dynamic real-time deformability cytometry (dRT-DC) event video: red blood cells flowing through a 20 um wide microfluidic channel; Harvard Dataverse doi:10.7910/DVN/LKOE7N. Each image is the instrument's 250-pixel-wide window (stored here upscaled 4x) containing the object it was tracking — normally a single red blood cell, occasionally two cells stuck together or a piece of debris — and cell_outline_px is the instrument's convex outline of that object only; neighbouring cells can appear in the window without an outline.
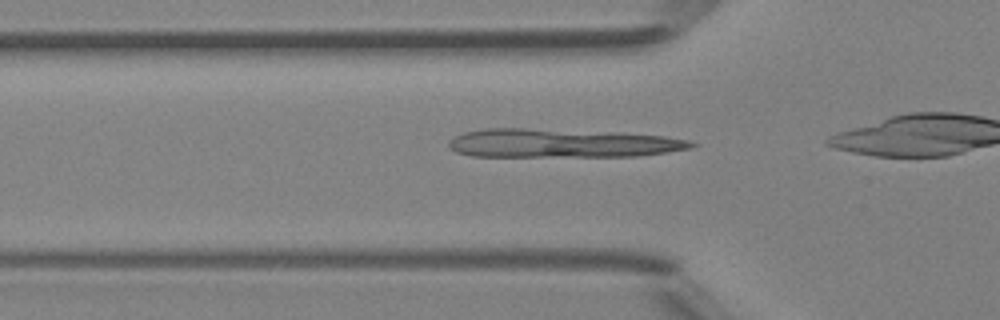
{"species": "Egyptian fruit bat (a non-hibernating species)", "species_latin": "Rousettus aegyptiacus", "temperature_condition": "room temperature", "stored_images_in_passage": 31, "camera_frame_rate_fps": 3000, "um_per_image_px": 0.085, "animal": {"sex": "female"}, "frame": {"image": 1, "passage_image": 9, "time_ms": 2.667, "image_size_px": [1000, 320], "cell_outline_px": [[700, 144], [692, 148], [636, 156], [472, 156], [456, 152], [448, 144], [448, 140], [452, 136], [464, 132], [484, 128], [524, 128], [620, 132], [664, 136], [688, 140]], "centroid_in_image_um": [47.75, 12.16], "position_along_channel_um": 78.1, "area_um2": 40.75}}
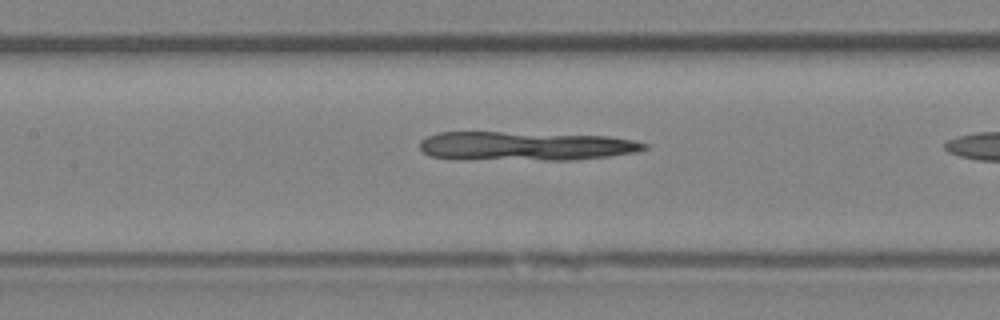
{"frame": {"image": 2, "passage_image": 15, "time_ms": 4.667, "image_size_px": [1000, 320], "cell_outline_px": [[648, 148], [632, 152], [608, 156], [572, 160], [544, 160], [428, 156], [420, 148], [420, 140], [428, 136], [440, 132], [500, 132], [608, 136], [632, 140], [648, 144]], "centroid_in_image_um": [44.7, 12.39], "position_along_channel_um": 162.7, "area_um2": 36.99}}
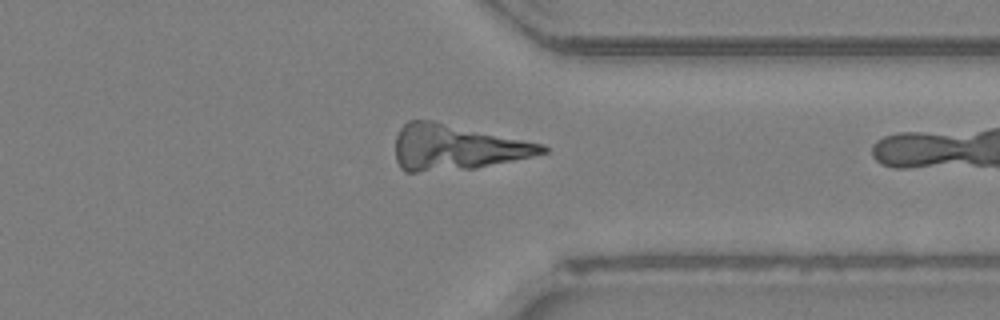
{"frame": {"image": 3, "passage_image": 30, "time_ms": 9.667, "image_size_px": [1000, 320], "cell_outline_px": [[548, 152], [532, 156], [476, 168], [416, 172], [404, 172], [400, 168], [396, 160], [396, 136], [400, 128], [408, 120], [436, 120], [544, 144], [548, 148]], "centroid_in_image_um": [38.79, 12.51], "position_along_channel_um": 372.6, "area_um2": 39.13}}